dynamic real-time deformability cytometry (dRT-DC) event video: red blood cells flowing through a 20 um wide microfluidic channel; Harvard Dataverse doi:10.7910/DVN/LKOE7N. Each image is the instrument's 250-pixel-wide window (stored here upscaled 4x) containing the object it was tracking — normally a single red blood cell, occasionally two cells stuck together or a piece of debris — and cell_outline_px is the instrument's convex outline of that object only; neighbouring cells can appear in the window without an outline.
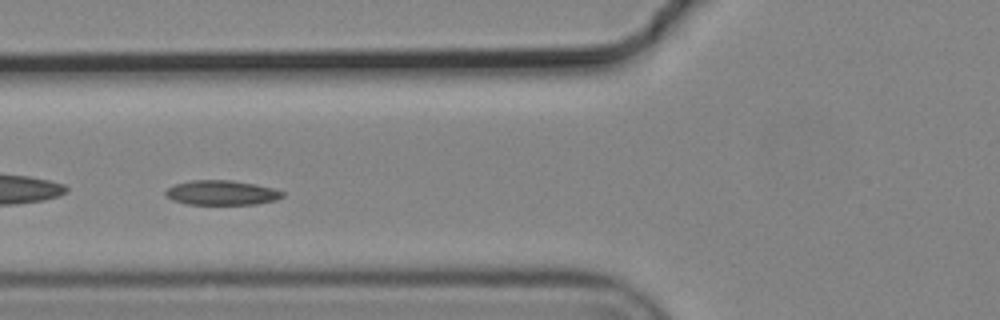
{"species": "common noctule bat (a hibernating species)", "species_latin": "Nyctalus noctula", "temperature_condition": "cold", "stored_images_in_passage": 5, "camera_frame_rate_fps": 3000, "um_per_image_px": 0.085, "animal": {"sex": "male", "body_mass_g": 19.2, "forearm_length_mm": 51.8}, "frame": {"image": 1, "passage_image": 5, "time_ms": 1.333, "image_size_px": [1000, 320], "cell_outline_px": [[284, 196], [276, 200], [256, 204], [188, 204], [172, 200], [164, 196], [164, 192], [172, 184], [192, 180], [232, 180], [256, 184], [272, 188], [284, 192]], "centroid_in_image_um": [18.8, 16.37], "position_along_channel_um": 107.0, "area_um2": 16.94}}